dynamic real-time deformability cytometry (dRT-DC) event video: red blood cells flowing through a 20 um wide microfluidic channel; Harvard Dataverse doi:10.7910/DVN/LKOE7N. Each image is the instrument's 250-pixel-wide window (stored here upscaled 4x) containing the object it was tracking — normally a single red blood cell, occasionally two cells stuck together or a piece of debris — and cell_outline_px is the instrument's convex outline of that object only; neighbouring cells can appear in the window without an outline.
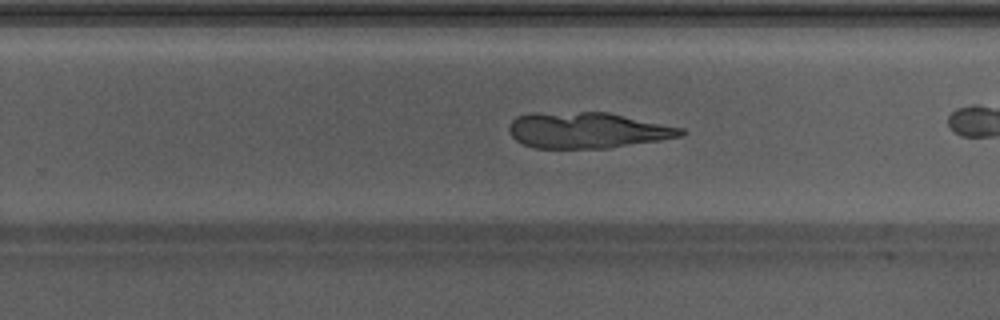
{"species": "Egyptian fruit bat (a non-hibernating species)", "species_latin": "Rousettus aegyptiacus", "temperature_condition": "warm", "stored_images_in_passage": 36, "camera_frame_rate_fps": 3000, "um_per_image_px": 0.085, "animal": {"sex": "male"}, "frame": {"image": 1, "passage_image": 31, "time_ms": 10.0, "image_size_px": [1000, 320], "cell_outline_px": [[688, 132], [684, 136], [660, 140], [608, 148], [536, 148], [524, 144], [516, 140], [512, 136], [508, 128], [512, 120], [516, 116], [528, 112], [608, 112], [684, 128]], "centroid_in_image_um": [49.94, 11.06], "position_along_channel_um": 279.9, "area_um2": 36.3}}